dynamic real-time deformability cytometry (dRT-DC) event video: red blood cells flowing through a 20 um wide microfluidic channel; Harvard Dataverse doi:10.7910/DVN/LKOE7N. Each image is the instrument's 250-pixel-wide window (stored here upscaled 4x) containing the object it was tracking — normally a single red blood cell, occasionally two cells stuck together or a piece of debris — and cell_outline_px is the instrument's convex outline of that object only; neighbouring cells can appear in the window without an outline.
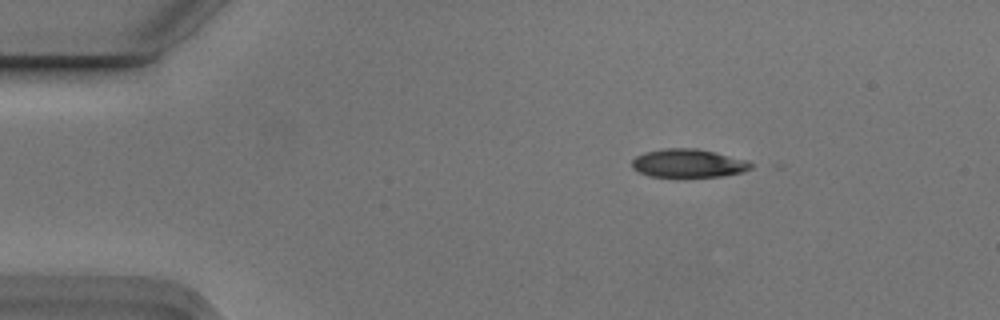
{"species": "Egyptian fruit bat (a non-hibernating species)", "species_latin": "Rousettus aegyptiacus", "temperature_condition": "cold", "stored_images_in_passage": 5, "camera_frame_rate_fps": 3000, "um_per_image_px": 0.085, "animal": {"sex": "male"}, "frame": {"image": 1, "passage_image": 3, "time_ms": 0.667, "image_size_px": [1000, 320], "cell_outline_px": [[752, 168], [744, 172], [724, 176], [648, 176], [632, 168], [632, 160], [636, 156], [644, 152], [664, 148], [696, 148], [716, 152], [748, 160], [752, 164]], "centroid_in_image_um": [58.53, 13.86], "position_along_channel_um": 26.5, "area_um2": 19.71}}
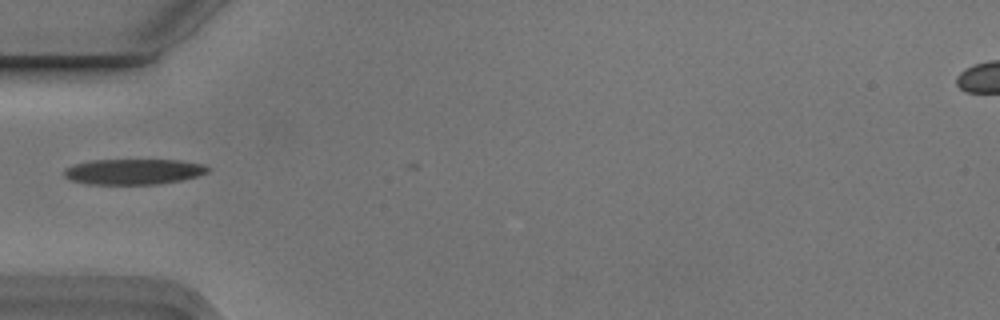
{"frame": {"image": 2, "passage_image": 5, "time_ms": 1.333, "image_size_px": [1000, 320], "cell_outline_px": [[208, 172], [196, 176], [180, 180], [156, 184], [88, 184], [72, 180], [64, 176], [64, 168], [76, 164], [92, 160], [180, 160], [204, 164], [208, 168]], "centroid_in_image_um": [11.34, 14.58], "position_along_channel_um": 73.7, "area_um2": 21.21}}